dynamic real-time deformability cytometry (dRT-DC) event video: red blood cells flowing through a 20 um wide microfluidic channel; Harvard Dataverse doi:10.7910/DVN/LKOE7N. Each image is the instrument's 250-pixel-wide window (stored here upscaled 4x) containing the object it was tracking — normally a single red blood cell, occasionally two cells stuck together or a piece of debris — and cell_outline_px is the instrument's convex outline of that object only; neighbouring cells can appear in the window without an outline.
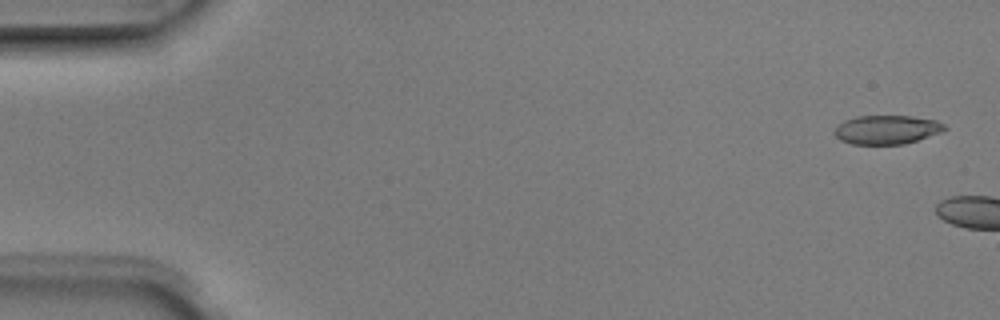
{"species": "Egyptian fruit bat (a non-hibernating species)", "species_latin": "Rousettus aegyptiacus", "temperature_condition": "room temperature", "stored_images_in_passage": 2, "camera_frame_rate_fps": 3000, "um_per_image_px": 0.085, "animal": {"sex": "male"}, "frame": {"image": 1, "passage_image": 1, "time_ms": 0.0, "image_size_px": [1000, 320], "cell_outline_px": [[948, 128], [944, 132], [904, 144], [852, 144], [840, 140], [832, 132], [844, 120], [856, 116], [912, 116], [936, 120], [944, 124]], "centroid_in_image_um": [75.41, 11.02], "position_along_channel_um": 9.6, "area_um2": 18.67}}